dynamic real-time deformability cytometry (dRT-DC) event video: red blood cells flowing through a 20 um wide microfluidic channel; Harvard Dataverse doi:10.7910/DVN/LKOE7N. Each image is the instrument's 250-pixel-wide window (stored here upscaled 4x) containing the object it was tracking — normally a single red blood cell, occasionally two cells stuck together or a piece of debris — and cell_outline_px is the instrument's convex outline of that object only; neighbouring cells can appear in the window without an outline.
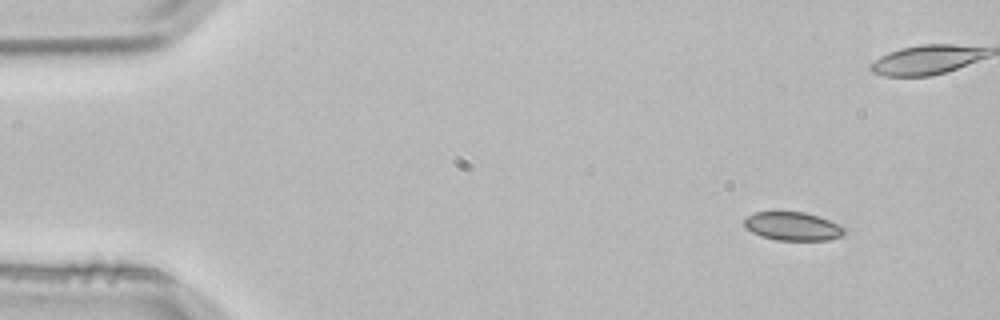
{"species": "common noctule bat (a hibernating species)", "species_latin": "Nyctalus noctula", "temperature_condition": "room temperature", "stored_images_in_passage": 4, "camera_frame_rate_fps": 3000, "um_per_image_px": 0.085, "animal": {"sex": "male", "body_mass_g": 21.5, "forearm_length_mm": 52.0}, "frame": {"image": 1, "passage_image": 1, "time_ms": 0.0, "image_size_px": [1000, 320], "cell_outline_px": [[844, 232], [840, 236], [828, 240], [776, 240], [760, 236], [752, 232], [744, 224], [744, 220], [748, 216], [756, 212], [804, 212], [820, 216], [840, 224], [844, 228]], "centroid_in_image_um": [67.4, 19.23], "position_along_channel_um": 17.6, "area_um2": 16.53}}